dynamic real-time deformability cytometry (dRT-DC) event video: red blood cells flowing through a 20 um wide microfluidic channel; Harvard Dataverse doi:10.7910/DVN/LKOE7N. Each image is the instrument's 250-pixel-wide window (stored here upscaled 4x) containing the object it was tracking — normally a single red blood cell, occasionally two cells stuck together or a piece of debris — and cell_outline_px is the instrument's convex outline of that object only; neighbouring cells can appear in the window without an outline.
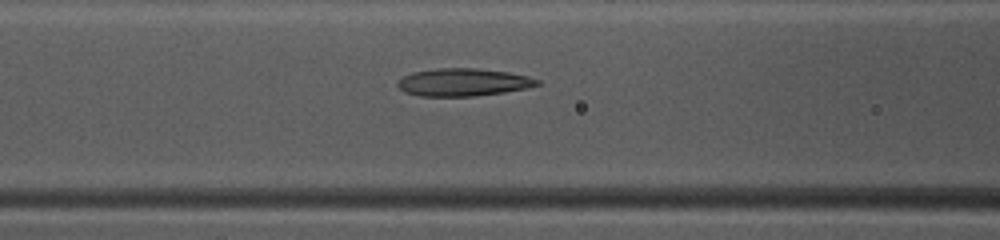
{"species": "common noctule bat (a hibernating species)", "species_latin": "Nyctalus noctula", "temperature_condition": "warm", "stored_images_in_passage": 48, "camera_frame_rate_fps": 3000, "um_per_image_px": 0.085, "animal": {"sex": "female", "body_mass_g": 10.0, "forearm_length_mm": 53.1}, "frame": {"image": 1, "passage_image": 20, "time_ms": 6.333, "image_size_px": [1000, 240], "cell_outline_px": [[540, 84], [528, 88], [504, 92], [476, 96], [420, 96], [404, 92], [396, 84], [404, 76], [412, 72], [436, 68], [476, 68], [508, 72], [528, 76], [540, 80]], "centroid_in_image_um": [39.39, 6.99], "position_along_channel_um": 127.2, "area_um2": 22.54}}
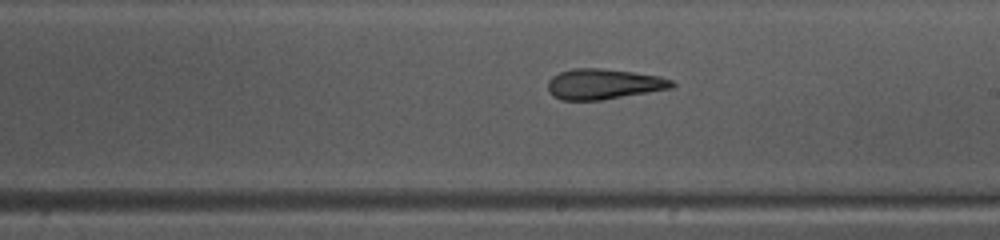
{"frame": {"image": 2, "passage_image": 28, "time_ms": 9.0, "image_size_px": [1000, 240], "cell_outline_px": [[676, 84], [672, 88], [600, 100], [560, 100], [552, 96], [548, 92], [548, 80], [552, 76], [560, 72], [576, 68], [600, 68], [632, 72], [660, 76], [672, 80]], "centroid_in_image_um": [51.28, 7.15], "position_along_channel_um": 237.7, "area_um2": 21.96}}
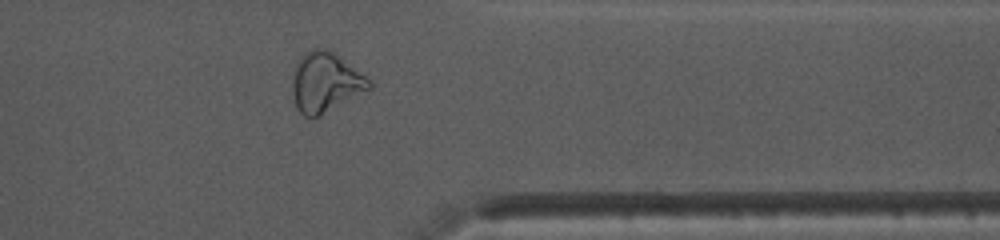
{"frame": {"image": 3, "passage_image": 39, "time_ms": 12.667, "image_size_px": [1000, 240], "cell_outline_px": [[372, 88], [320, 116], [304, 116], [296, 108], [292, 92], [292, 84], [296, 64], [300, 56], [308, 48], [324, 48], [332, 52], [364, 76], [372, 84]], "centroid_in_image_um": [27.62, 7.01], "position_along_channel_um": 383.8, "area_um2": 26.36}, "authors_computed_cell_mechanics": {"area_um2": 23.8714, "velocity_mm_per_s": 4.1452, "shape_relaxation_time_tau1_ms": null, "shape_relaxation_time_tau2_ms": 2.931, "deformation_change_tau1": null, "deformation_change_tau2": 0.1289}}